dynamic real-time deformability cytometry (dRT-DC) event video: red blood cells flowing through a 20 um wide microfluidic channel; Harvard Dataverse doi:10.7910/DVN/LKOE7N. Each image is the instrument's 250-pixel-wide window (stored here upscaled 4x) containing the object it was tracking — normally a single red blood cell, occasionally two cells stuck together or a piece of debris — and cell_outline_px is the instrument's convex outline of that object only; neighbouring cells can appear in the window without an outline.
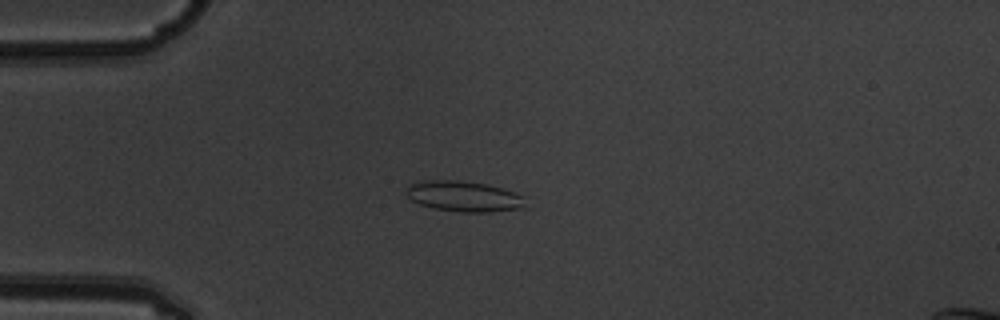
{"species": "common noctule bat (a hibernating species)", "species_latin": "Nyctalus noctula", "temperature_condition": "warm", "stored_images_in_passage": 7, "camera_frame_rate_fps": 3000, "um_per_image_px": 0.085, "animal": {"sex": "male", "body_mass_g": 19.5, "forearm_length_mm": 54.6}, "frame": {"image": 1, "passage_image": 5, "time_ms": 1.333, "image_size_px": [1000, 320], "cell_outline_px": [[528, 208], [488, 212], [460, 212], [432, 208], [420, 204], [412, 200], [408, 196], [408, 184], [428, 180], [456, 180], [484, 184], [500, 188], [524, 196]], "centroid_in_image_um": [39.47, 16.71], "position_along_channel_um": 45.5, "area_um2": 21.15}}
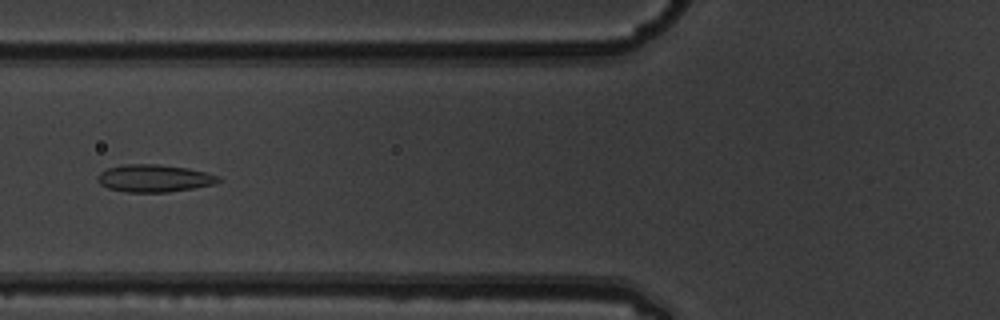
{"frame": {"image": 2, "passage_image": 7, "time_ms": 2.0, "image_size_px": [1000, 320], "cell_outline_px": [[220, 180], [216, 184], [168, 192], [128, 192], [108, 188], [100, 184], [96, 180], [96, 176], [100, 172], [108, 168], [124, 164], [156, 164], [188, 168], [204, 172], [216, 176]], "centroid_in_image_um": [13.05, 15.15], "position_along_channel_um": 112.8, "area_um2": 19.19}}